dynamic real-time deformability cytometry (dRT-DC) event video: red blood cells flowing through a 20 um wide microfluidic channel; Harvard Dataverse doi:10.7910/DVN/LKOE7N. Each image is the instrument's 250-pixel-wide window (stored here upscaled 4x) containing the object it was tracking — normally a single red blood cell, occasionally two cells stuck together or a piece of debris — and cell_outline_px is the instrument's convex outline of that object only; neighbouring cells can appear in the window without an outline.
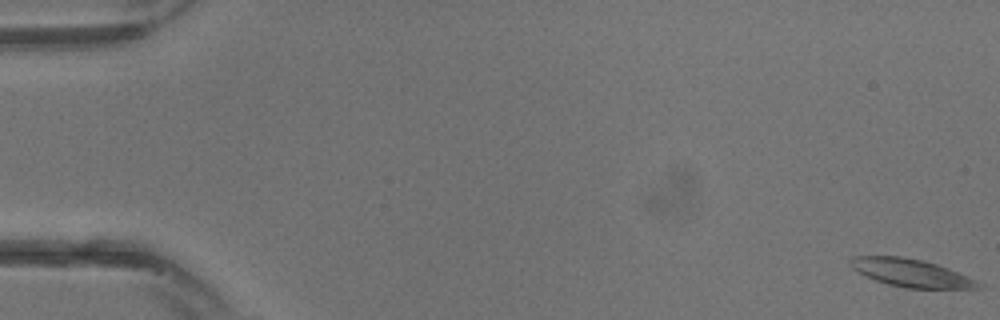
{"species": "common noctule bat (a hibernating species)", "species_latin": "Nyctalus noctula", "temperature_condition": "warm", "stored_images_in_passage": 31, "camera_frame_rate_fps": 3000, "um_per_image_px": 0.085, "animal": {"sex": "male", "body_mass_g": 13.3}, "frame": {"image": 1, "passage_image": 1, "time_ms": 0.0, "image_size_px": [1000, 320], "cell_outline_px": [[984, 288], [908, 288], [888, 284], [864, 276], [856, 272], [848, 264], [848, 260], [852, 256], [900, 256], [920, 260], [936, 264], [948, 268], [968, 276], [984, 284]], "centroid_in_image_um": [77.41, 23.19], "position_along_channel_um": 7.6, "area_um2": 20.81}}
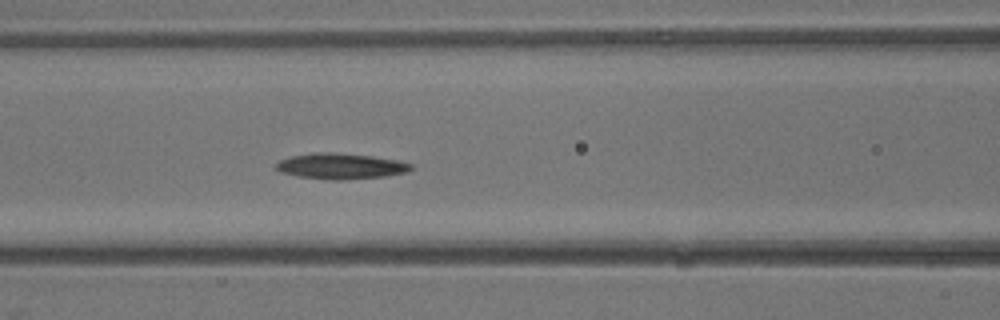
{"frame": {"image": 2, "passage_image": 14, "time_ms": 4.333, "image_size_px": [1000, 320], "cell_outline_px": [[412, 168], [408, 172], [384, 176], [344, 180], [332, 180], [296, 176], [280, 172], [272, 168], [280, 160], [292, 156], [316, 152], [332, 152], [372, 156], [396, 160], [412, 164]], "centroid_in_image_um": [28.92, 14.13], "position_along_channel_um": 137.7, "area_um2": 20.29}}
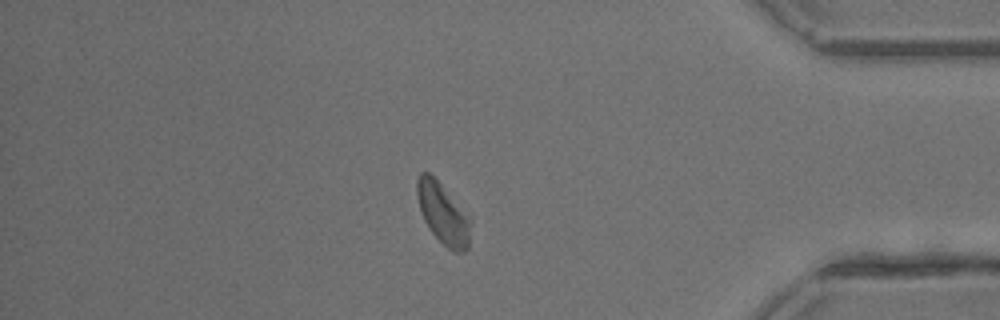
{"frame": {"image": 3, "passage_image": 27, "time_ms": 8.667, "image_size_px": [1000, 320], "cell_outline_px": [[472, 220], [468, 248], [464, 252], [452, 252], [428, 228], [424, 220], [420, 208], [416, 192], [416, 180], [420, 172], [428, 172], [472, 216]], "centroid_in_image_um": [37.69, 18.17], "position_along_channel_um": 397.5, "area_um2": 19.19}}